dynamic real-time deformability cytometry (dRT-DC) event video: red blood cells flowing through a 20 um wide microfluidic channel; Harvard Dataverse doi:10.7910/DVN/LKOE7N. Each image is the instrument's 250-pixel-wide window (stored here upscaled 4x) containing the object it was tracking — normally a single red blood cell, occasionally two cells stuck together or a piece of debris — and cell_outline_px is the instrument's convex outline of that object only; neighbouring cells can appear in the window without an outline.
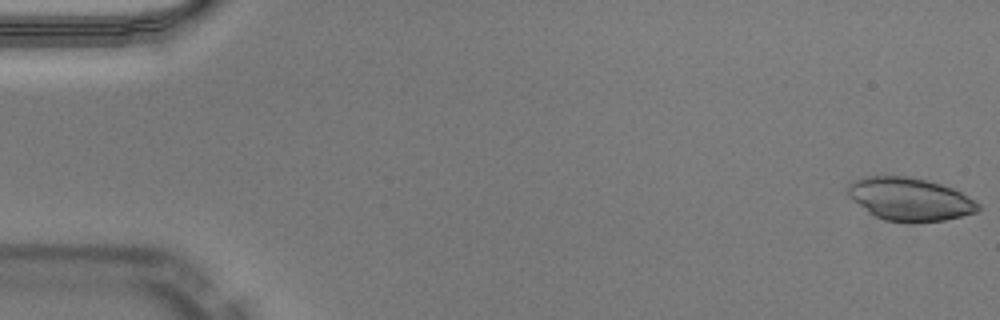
{"species": "Egyptian fruit bat (a non-hibernating species)", "species_latin": "Rousettus aegyptiacus", "temperature_condition": "warm", "stored_images_in_passage": 50, "camera_frame_rate_fps": 3000, "um_per_image_px": 0.085, "animal": {"sex": "male"}, "frame": {"image": 1, "passage_image": 1, "time_ms": 0.0, "image_size_px": [1000, 320], "cell_outline_px": [[980, 208], [976, 212], [944, 220], [884, 220], [876, 216], [852, 200], [848, 196], [848, 184], [852, 180], [864, 176], [908, 176], [940, 184], [952, 188], [976, 200], [980, 204]], "centroid_in_image_um": [77.31, 16.89], "position_along_channel_um": 7.7, "area_um2": 31.91}}
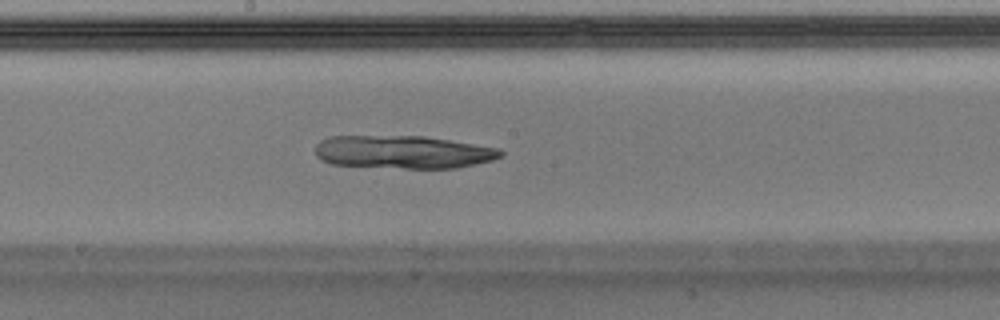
{"frame": {"image": 2, "passage_image": 27, "time_ms": 8.667, "image_size_px": [1000, 320], "cell_outline_px": [[504, 156], [492, 160], [456, 168], [404, 168], [332, 164], [320, 160], [316, 156], [316, 144], [320, 140], [328, 136], [424, 136], [500, 148], [504, 152]], "centroid_in_image_um": [34.26, 12.92], "position_along_channel_um": 213.9, "area_um2": 35.72}}
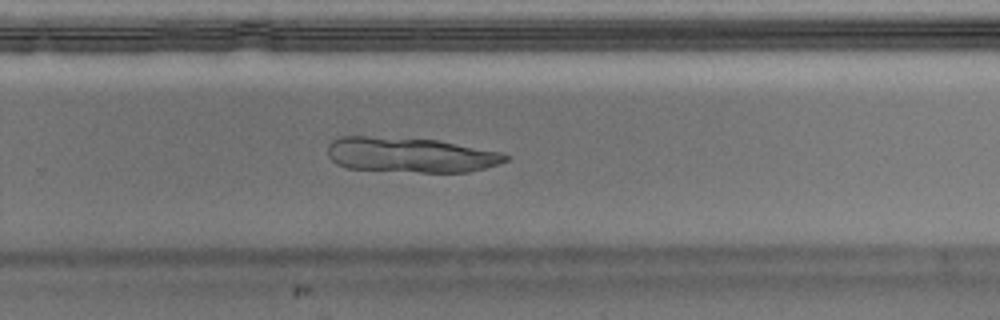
{"frame": {"image": 3, "passage_image": 33, "time_ms": 10.667, "image_size_px": [1000, 320], "cell_outline_px": [[512, 156], [508, 160], [484, 168], [468, 172], [420, 172], [348, 168], [336, 164], [328, 156], [328, 144], [332, 140], [340, 136], [368, 136], [440, 140], [500, 152]], "centroid_in_image_um": [34.87, 13.16], "position_along_channel_um": 294.9, "area_um2": 36.36}}